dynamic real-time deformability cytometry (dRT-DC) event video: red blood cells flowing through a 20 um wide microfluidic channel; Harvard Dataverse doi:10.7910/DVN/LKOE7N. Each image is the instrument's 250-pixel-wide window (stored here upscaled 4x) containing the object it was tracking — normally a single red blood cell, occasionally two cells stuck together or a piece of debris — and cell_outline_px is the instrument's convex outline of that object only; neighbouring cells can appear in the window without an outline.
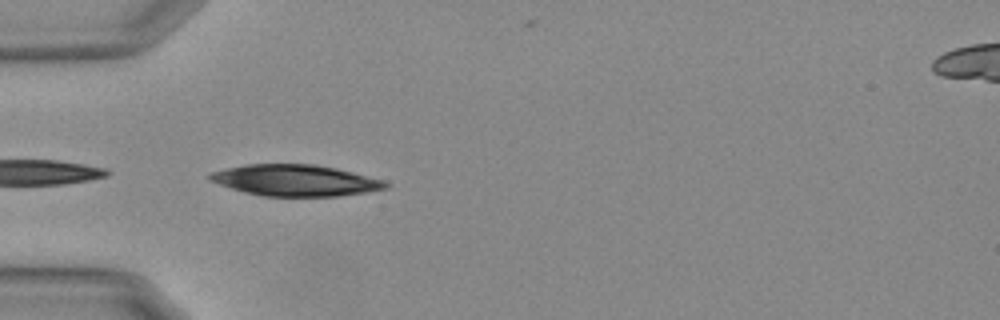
{"species": "Egyptian fruit bat (a non-hibernating species)", "species_latin": "Rousettus aegyptiacus", "temperature_condition": "warm", "stored_images_in_passage": 6, "camera_frame_rate_fps": 3000, "um_per_image_px": 0.085, "animal": {"sex": "female"}, "frame": {"image": 1, "passage_image": 1, "time_ms": 0.0, "image_size_px": [1000, 320], "cell_outline_px": [[388, 188], [364, 192], [336, 196], [264, 196], [244, 192], [208, 180], [208, 176], [212, 172], [244, 164], [316, 164], [336, 168], [384, 180], [388, 184]], "centroid_in_image_um": [25.1, 15.32], "position_along_channel_um": 59.9, "area_um2": 31.79}}